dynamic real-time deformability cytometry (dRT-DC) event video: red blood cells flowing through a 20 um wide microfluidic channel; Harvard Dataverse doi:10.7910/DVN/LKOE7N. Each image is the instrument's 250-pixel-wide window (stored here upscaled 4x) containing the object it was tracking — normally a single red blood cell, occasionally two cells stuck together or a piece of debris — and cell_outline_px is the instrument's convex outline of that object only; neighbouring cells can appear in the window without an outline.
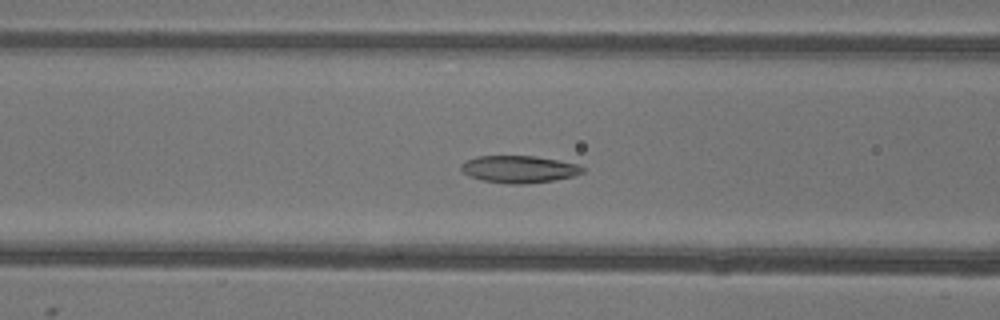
{"species": "common noctule bat (a hibernating species)", "species_latin": "Nyctalus noctula", "temperature_condition": "warm", "stored_images_in_passage": 53, "camera_frame_rate_fps": 3000, "um_per_image_px": 0.085, "animal": {"sex": "female"}, "frame": {"image": 1, "passage_image": 21, "time_ms": 6.667, "image_size_px": [1000, 320], "cell_outline_px": [[584, 172], [572, 176], [552, 180], [524, 184], [508, 184], [480, 180], [468, 176], [460, 168], [460, 164], [476, 156], [536, 156], [580, 164], [584, 168]], "centroid_in_image_um": [44.11, 14.38], "position_along_channel_um": 122.5, "area_um2": 19.31}}
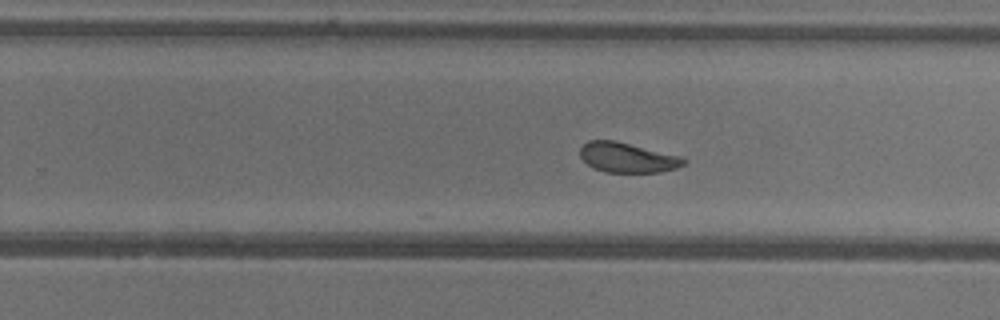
{"frame": {"image": 2, "passage_image": 33, "time_ms": 10.667, "image_size_px": [1000, 320], "cell_outline_px": [[688, 160], [684, 164], [676, 168], [660, 172], [604, 172], [592, 168], [580, 156], [580, 148], [588, 140], [616, 140], [680, 156]], "centroid_in_image_um": [53.32, 13.39], "position_along_channel_um": 276.5, "area_um2": 18.09}}
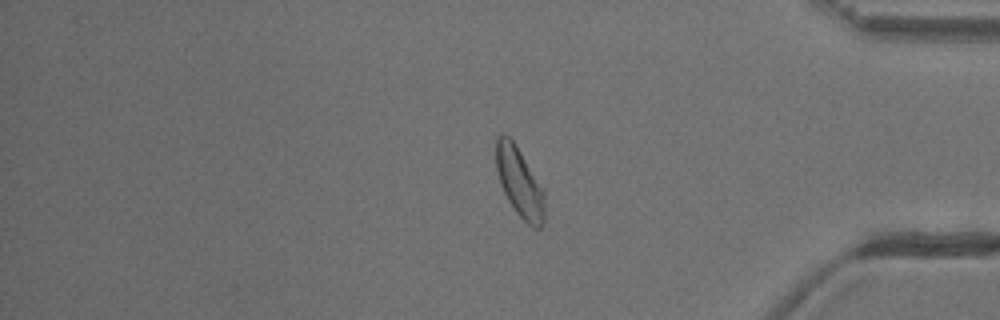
{"frame": {"image": 3, "passage_image": 44, "time_ms": 14.333, "image_size_px": [1000, 320], "cell_outline_px": [[544, 220], [540, 228], [532, 228], [516, 212], [508, 200], [500, 184], [496, 168], [496, 136], [500, 132], [504, 132], [512, 140], [544, 188]], "centroid_in_image_um": [44.15, 15.48], "position_along_channel_um": 391.0, "area_um2": 19.71}, "authors_computed_cell_mechanics": {"area_um2": 20.1722, "velocity_mm_per_s": 3.8523, "shape_relaxation_time_tau1_ms": 4.1323, "shape_relaxation_time_tau2_ms": 2.3288, "deformation_change_tau1": 0.143, "deformation_change_tau2": 0.0889}}